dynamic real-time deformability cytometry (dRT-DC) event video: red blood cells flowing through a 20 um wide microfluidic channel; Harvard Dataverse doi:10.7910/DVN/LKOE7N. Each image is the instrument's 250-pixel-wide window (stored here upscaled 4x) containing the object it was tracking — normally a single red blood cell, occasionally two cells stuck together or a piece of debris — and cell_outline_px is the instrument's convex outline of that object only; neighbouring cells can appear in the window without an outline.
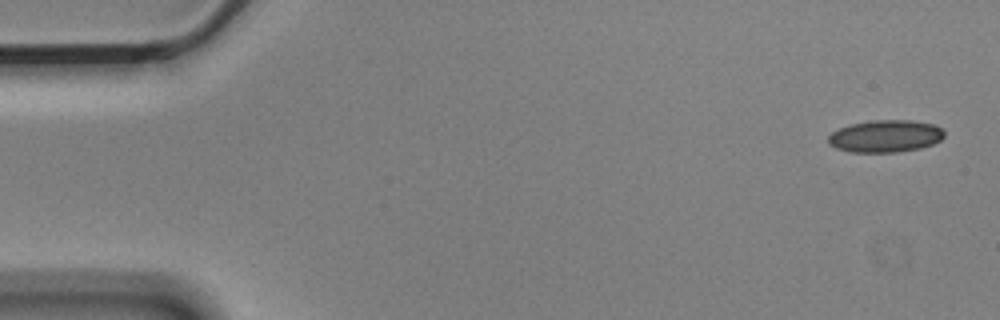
{"species": "Egyptian fruit bat (a non-hibernating species)", "species_latin": "Rousettus aegyptiacus", "temperature_condition": "cold", "stored_images_in_passage": 6, "camera_frame_rate_fps": 3000, "um_per_image_px": 0.085, "animal": {"sex": "male"}, "frame": {"image": 1, "passage_image": 1, "time_ms": 0.0, "image_size_px": [1000, 320], "cell_outline_px": [[944, 136], [940, 140], [932, 144], [920, 148], [896, 152], [852, 152], [836, 148], [828, 144], [828, 136], [832, 132], [840, 128], [852, 124], [872, 120], [912, 120], [932, 124], [940, 128], [944, 132]], "centroid_in_image_um": [75.24, 11.57], "position_along_channel_um": 9.8, "area_um2": 21.68}}
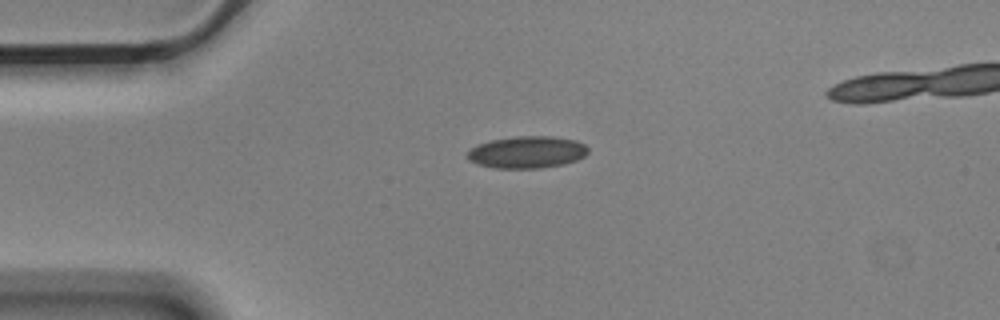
{"frame": {"image": 2, "passage_image": 4, "time_ms": 1.0, "image_size_px": [1000, 320], "cell_outline_px": [[588, 152], [584, 156], [576, 160], [564, 164], [540, 168], [492, 168], [476, 164], [468, 160], [468, 152], [472, 148], [480, 144], [492, 140], [516, 136], [552, 136], [576, 140], [584, 144], [588, 148]], "centroid_in_image_um": [44.81, 12.94], "position_along_channel_um": 40.2, "area_um2": 22.48}}